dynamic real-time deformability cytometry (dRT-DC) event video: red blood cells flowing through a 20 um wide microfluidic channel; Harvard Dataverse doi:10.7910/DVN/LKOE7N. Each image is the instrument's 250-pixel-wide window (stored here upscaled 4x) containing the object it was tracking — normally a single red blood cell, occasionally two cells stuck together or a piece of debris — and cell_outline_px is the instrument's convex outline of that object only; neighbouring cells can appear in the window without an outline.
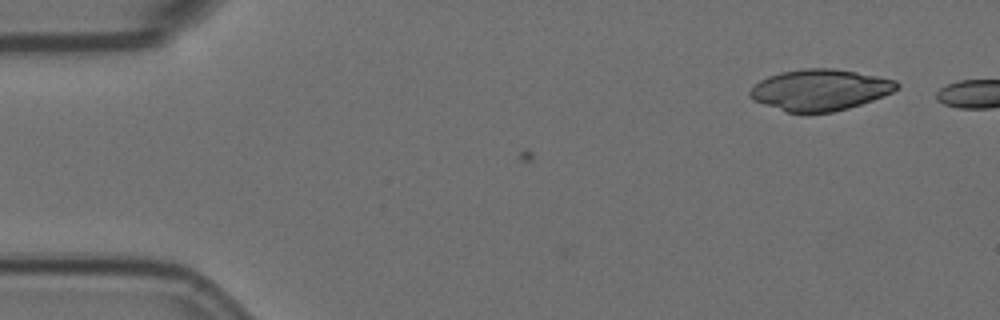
{"species": "Egyptian fruit bat (a non-hibernating species)", "species_latin": "Rousettus aegyptiacus", "temperature_condition": "room temperature", "stored_images_in_passage": 2, "camera_frame_rate_fps": 3000, "um_per_image_px": 0.085, "animal": {"sex": "female"}, "frame": {"image": 1, "passage_image": 2, "time_ms": 0.333, "image_size_px": [1000, 320], "cell_outline_px": [[900, 88], [884, 96], [848, 108], [832, 112], [784, 112], [752, 100], [748, 96], [748, 92], [760, 80], [768, 76], [780, 72], [804, 68], [832, 68], [856, 72], [896, 80], [900, 84]], "centroid_in_image_um": [69.68, 7.64], "position_along_channel_um": 15.3, "area_um2": 35.32}}